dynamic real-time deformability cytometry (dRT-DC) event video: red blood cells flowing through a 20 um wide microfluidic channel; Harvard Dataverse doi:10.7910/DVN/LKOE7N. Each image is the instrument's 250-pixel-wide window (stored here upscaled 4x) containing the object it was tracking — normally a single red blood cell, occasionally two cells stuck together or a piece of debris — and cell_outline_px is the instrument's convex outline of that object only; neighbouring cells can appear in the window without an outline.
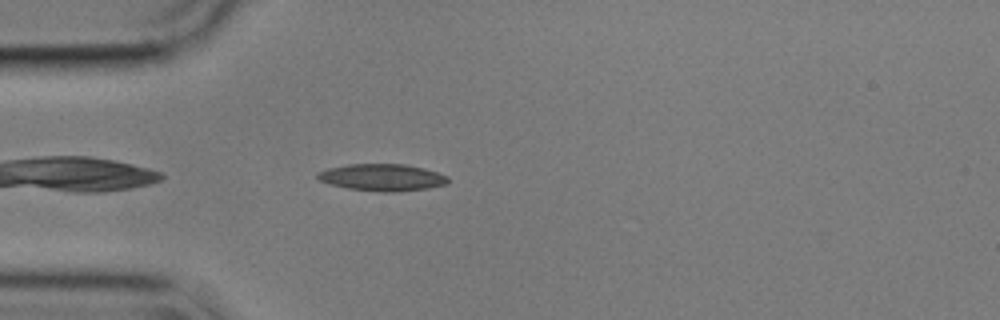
{"species": "common noctule bat (a hibernating species)", "species_latin": "Nyctalus noctula", "temperature_condition": "cold", "stored_images_in_passage": 36, "camera_frame_rate_fps": 3000, "um_per_image_px": 0.085, "animal": {"sex": "male", "body_mass_g": 17.9}, "frame": {"image": 1, "passage_image": 3, "time_ms": 0.667, "image_size_px": [1000, 320], "cell_outline_px": [[448, 184], [428, 188], [396, 192], [384, 192], [348, 188], [332, 184], [320, 180], [316, 176], [316, 172], [328, 168], [348, 164], [404, 164], [424, 168], [448, 176]], "centroid_in_image_um": [32.5, 15.07], "position_along_channel_um": 52.5, "area_um2": 20.4}}
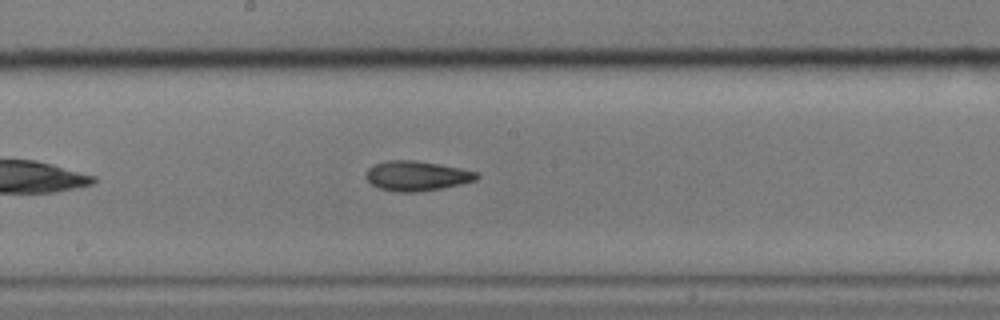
{"frame": {"image": 2, "passage_image": 17, "time_ms": 5.333, "image_size_px": [1000, 320], "cell_outline_px": [[480, 176], [476, 180], [460, 184], [420, 192], [396, 192], [380, 188], [372, 184], [364, 176], [368, 168], [372, 164], [388, 160], [412, 160], [460, 168], [480, 172]], "centroid_in_image_um": [35.41, 14.95], "position_along_channel_um": 212.8, "area_um2": 19.25}}
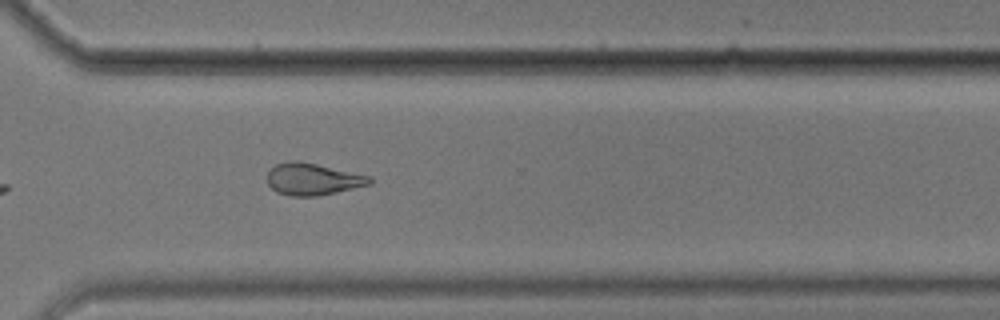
{"frame": {"image": 3, "passage_image": 28, "time_ms": 9.0, "image_size_px": [1000, 320], "cell_outline_px": [[372, 184], [316, 196], [292, 196], [276, 192], [268, 184], [268, 172], [276, 164], [292, 160], [300, 160], [372, 176]], "centroid_in_image_um": [26.6, 15.21], "position_along_channel_um": 344.0, "area_um2": 19.07}, "authors_computed_cell_mechanics": {"area_um2": 19.3341, "velocity_mm_per_s": 3.5895, "shape_relaxation_time_tau1_ms": 8.7373, "shape_relaxation_time_tau2_ms": 4.0699, "deformation_change_tau1": 0.1773, "deformation_change_tau2": 0.1181}}